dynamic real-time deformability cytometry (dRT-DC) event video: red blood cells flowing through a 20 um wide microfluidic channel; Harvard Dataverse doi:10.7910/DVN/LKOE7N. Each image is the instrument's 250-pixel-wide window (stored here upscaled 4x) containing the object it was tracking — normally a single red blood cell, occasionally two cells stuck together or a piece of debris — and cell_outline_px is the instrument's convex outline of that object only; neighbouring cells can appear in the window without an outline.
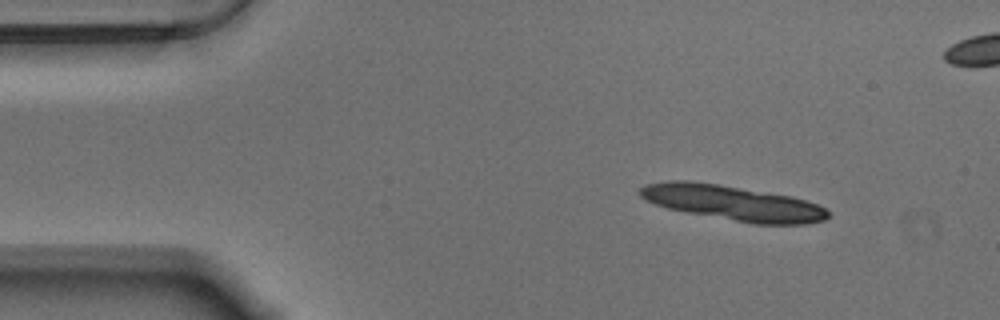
{"species": "Egyptian fruit bat (a non-hibernating species)", "species_latin": "Rousettus aegyptiacus", "temperature_condition": "warm", "stored_images_in_passage": 15, "camera_frame_rate_fps": 3000, "um_per_image_px": 0.085, "animal": {"sex": "male"}, "frame": {"image": 1, "passage_image": 7, "time_ms": 2.0, "image_size_px": [1000, 320], "cell_outline_px": [[828, 216], [824, 220], [808, 224], [752, 224], [688, 212], [668, 208], [656, 204], [640, 196], [636, 192], [644, 184], [668, 180], [688, 180], [716, 184], [792, 196], [816, 204], [824, 208], [828, 212]], "centroid_in_image_um": [62.25, 17.24], "position_along_channel_um": 22.7, "area_um2": 38.09}}